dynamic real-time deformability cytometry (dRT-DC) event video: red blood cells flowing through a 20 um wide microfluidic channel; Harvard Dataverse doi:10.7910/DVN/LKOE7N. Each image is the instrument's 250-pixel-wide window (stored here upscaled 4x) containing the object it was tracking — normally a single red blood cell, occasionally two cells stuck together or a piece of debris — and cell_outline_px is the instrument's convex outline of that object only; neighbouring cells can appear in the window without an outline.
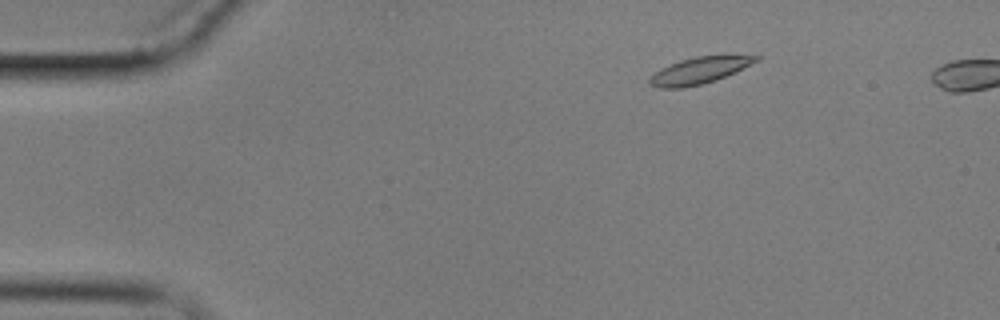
{"species": "common noctule bat (a hibernating species)", "species_latin": "Nyctalus noctula", "temperature_condition": "cold", "stored_images_in_passage": 6, "camera_frame_rate_fps": 3000, "um_per_image_px": 0.085, "animal": {"sex": "male", "body_mass_g": 17.9}, "frame": {"image": 1, "passage_image": 3, "time_ms": 2.333, "image_size_px": [1000, 320], "cell_outline_px": [[760, 60], [716, 80], [684, 88], [660, 88], [648, 84], [648, 80], [660, 68], [680, 60], [696, 56], [760, 56]], "centroid_in_image_um": [59.39, 6.0], "position_along_channel_um": 25.6, "area_um2": 16.13}}